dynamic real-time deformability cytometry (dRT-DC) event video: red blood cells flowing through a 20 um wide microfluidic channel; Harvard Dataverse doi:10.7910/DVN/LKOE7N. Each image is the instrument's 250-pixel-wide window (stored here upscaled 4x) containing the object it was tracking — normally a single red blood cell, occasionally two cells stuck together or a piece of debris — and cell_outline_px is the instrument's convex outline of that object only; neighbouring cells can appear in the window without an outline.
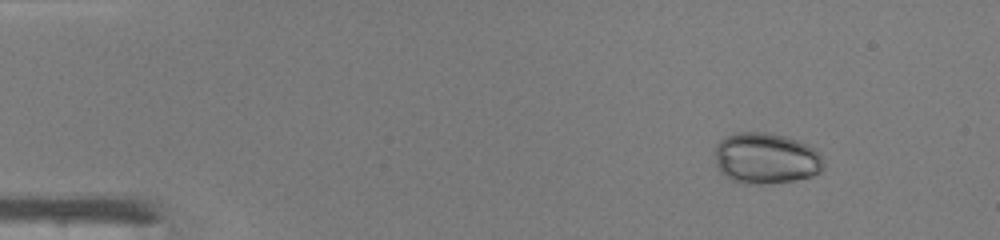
{"species": "common noctule bat (a hibernating species)", "species_latin": "Nyctalus noctula", "temperature_condition": "warm", "stored_images_in_passage": 42, "camera_frame_rate_fps": 3000, "um_per_image_px": 0.085, "animal": {"sex": "male", "body_mass_g": 19.0, "forearm_length_mm": 50.8}, "frame": {"image": 1, "passage_image": 1, "time_ms": 0.0, "image_size_px": [1000, 240], "cell_outline_px": [[824, 168], [820, 172], [812, 176], [796, 180], [760, 184], [744, 184], [732, 180], [716, 168], [716, 144], [720, 140], [736, 132], [764, 132], [788, 136], [812, 148], [824, 160]], "centroid_in_image_um": [65.1, 13.46], "position_along_channel_um": 19.9, "area_um2": 32.31}}
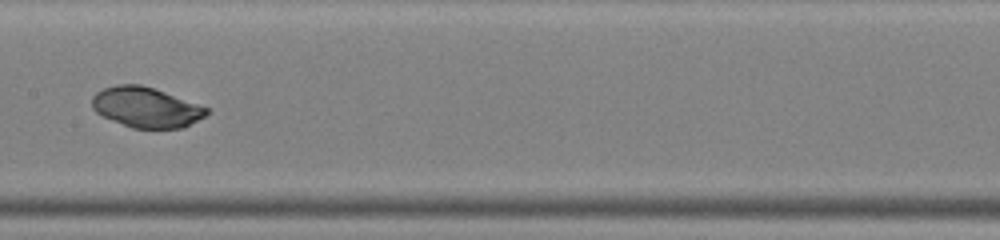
{"frame": {"image": 2, "passage_image": 20, "time_ms": 6.333, "image_size_px": [1000, 240], "cell_outline_px": [[208, 112], [204, 116], [184, 128], [132, 128], [112, 120], [96, 112], [92, 108], [92, 96], [96, 92], [104, 88], [116, 84], [140, 84], [152, 88], [208, 108]], "centroid_in_image_um": [12.37, 9.12], "position_along_channel_um": 195.0, "area_um2": 26.47}}
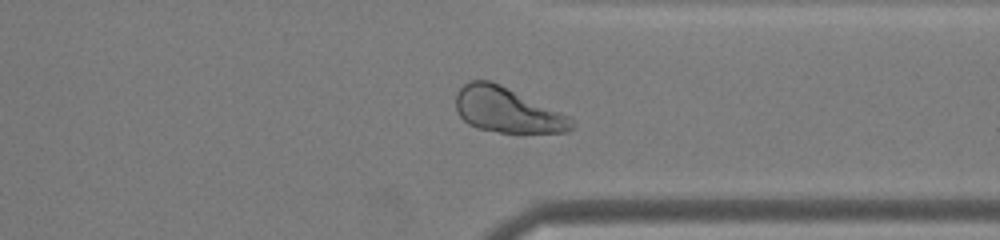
{"frame": {"image": 3, "passage_image": 32, "time_ms": 10.333, "image_size_px": [1000, 240], "cell_outline_px": [[576, 124], [568, 132], [500, 132], [476, 128], [468, 124], [460, 116], [456, 108], [456, 92], [468, 80], [488, 80], [500, 84], [568, 116]], "centroid_in_image_um": [43.07, 9.35], "position_along_channel_um": 368.3, "area_um2": 30.06}}